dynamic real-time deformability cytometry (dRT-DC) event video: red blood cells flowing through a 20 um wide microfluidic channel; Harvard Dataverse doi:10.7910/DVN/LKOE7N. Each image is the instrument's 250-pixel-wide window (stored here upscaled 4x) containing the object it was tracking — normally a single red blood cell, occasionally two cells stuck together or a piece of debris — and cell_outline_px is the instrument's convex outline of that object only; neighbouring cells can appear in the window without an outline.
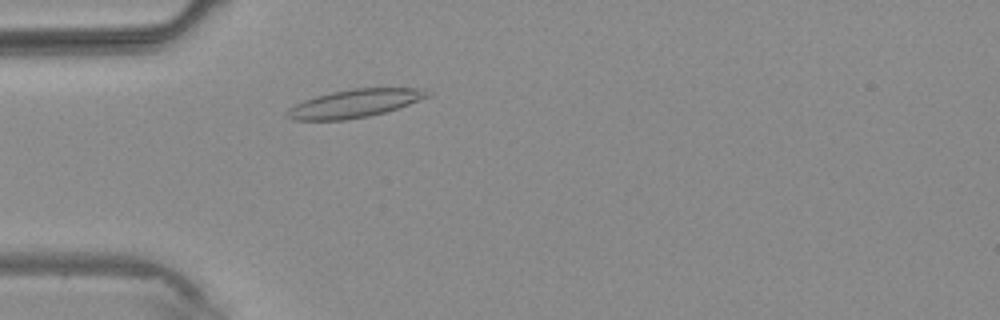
{"species": "common noctule bat (a hibernating species)", "species_latin": "Nyctalus noctula", "temperature_condition": "warm", "stored_images_in_passage": 2, "camera_frame_rate_fps": 3000, "um_per_image_px": 0.085, "animal": {"sex": "male", "body_mass_g": 20.4}, "frame": {"image": 1, "passage_image": 2, "time_ms": 1.333, "image_size_px": [1000, 320], "cell_outline_px": [[432, 96], [384, 112], [368, 116], [344, 120], [292, 120], [284, 116], [288, 108], [304, 100], [316, 96], [332, 92], [352, 88], [424, 88], [432, 92]], "centroid_in_image_um": [30.15, 8.79], "position_along_channel_um": 54.8, "area_um2": 23.0}}